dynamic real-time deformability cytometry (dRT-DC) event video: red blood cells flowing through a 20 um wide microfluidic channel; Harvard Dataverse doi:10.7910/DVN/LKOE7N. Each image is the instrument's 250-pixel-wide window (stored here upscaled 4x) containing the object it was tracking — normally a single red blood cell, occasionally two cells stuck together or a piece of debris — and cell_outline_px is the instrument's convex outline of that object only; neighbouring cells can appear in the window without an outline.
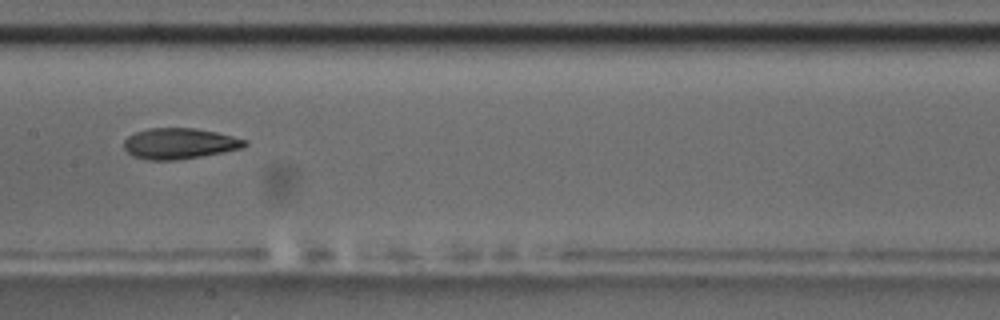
{"species": "common noctule bat (a hibernating species)", "species_latin": "Nyctalus noctula", "temperature_condition": "room temperature", "stored_images_in_passage": 13, "camera_frame_rate_fps": 3000, "um_per_image_px": 0.085, "animal": {"sex": "male", "body_mass_g": 17.5, "forearm_length_mm": 52.3}, "frame": {"image": 1, "passage_image": 8, "time_ms": 9.0, "image_size_px": [1000, 320], "cell_outline_px": [[248, 144], [244, 148], [224, 152], [176, 160], [148, 160], [132, 156], [124, 148], [124, 140], [128, 136], [136, 132], [148, 128], [196, 128], [216, 132], [248, 140]], "centroid_in_image_um": [15.27, 12.2], "position_along_channel_um": 192.1, "area_um2": 21.79}, "authors_computed_cell_mechanics": {"area_um2": 21.386, "velocity_mm_per_s": 3.5751, "shape_relaxation_time_tau1_ms": 8.6126, "shape_relaxation_time_tau2_ms": 3.1023, "deformation_change_tau1": 0.1943, "deformation_change_tau2": 0.1013}}